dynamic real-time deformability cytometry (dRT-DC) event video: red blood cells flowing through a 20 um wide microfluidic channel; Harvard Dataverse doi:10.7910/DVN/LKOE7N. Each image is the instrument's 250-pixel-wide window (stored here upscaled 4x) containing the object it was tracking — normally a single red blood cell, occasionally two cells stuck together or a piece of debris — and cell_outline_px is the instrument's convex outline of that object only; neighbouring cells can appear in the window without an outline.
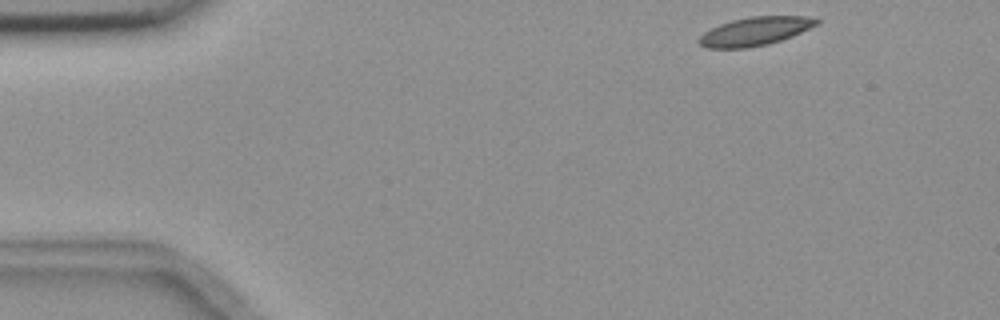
{"species": "common noctule bat (a hibernating species)", "species_latin": "Nyctalus noctula", "temperature_condition": "room temperature", "stored_images_in_passage": 8, "camera_frame_rate_fps": 3000, "um_per_image_px": 0.085, "animal": {"sex": "female", "body_mass_g": 18.4}, "frame": {"image": 1, "passage_image": 1, "time_ms": 0.0, "image_size_px": [1000, 320], "cell_outline_px": [[820, 24], [792, 36], [768, 44], [748, 48], [704, 48], [696, 40], [704, 32], [720, 24], [732, 20], [752, 16], [804, 16], [820, 20]], "centroid_in_image_um": [64.17, 2.66], "position_along_channel_um": 20.8, "area_um2": 19.54}}
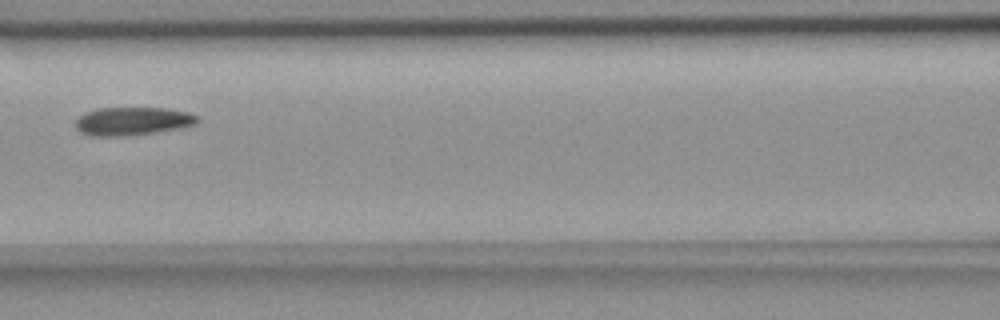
{"frame": {"image": 2, "passage_image": 6, "time_ms": 6.0, "image_size_px": [1000, 320], "cell_outline_px": [[200, 120], [196, 124], [180, 128], [156, 132], [128, 136], [92, 136], [80, 132], [76, 128], [76, 120], [84, 112], [96, 108], [164, 108], [188, 112], [200, 116]], "centroid_in_image_um": [11.28, 10.3], "position_along_channel_um": 155.3, "area_um2": 20.23}}
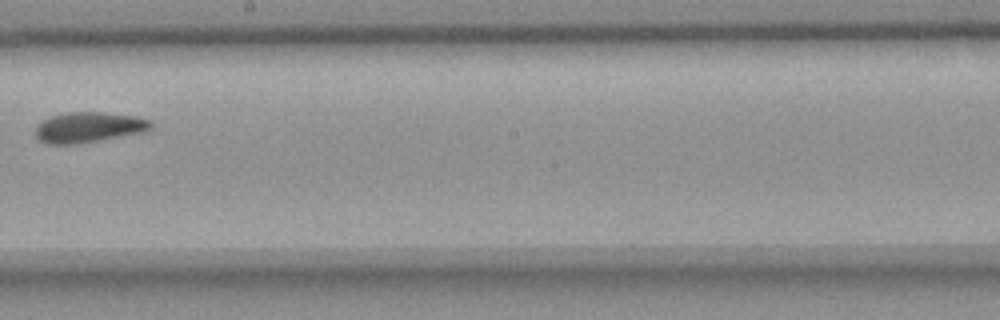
{"frame": {"image": 3, "passage_image": 8, "time_ms": 8.333, "image_size_px": [1000, 320], "cell_outline_px": [[152, 128], [144, 132], [80, 144], [48, 144], [40, 140], [36, 136], [36, 124], [40, 120], [48, 116], [68, 112], [104, 112], [136, 116], [152, 120]], "centroid_in_image_um": [7.53, 10.81], "position_along_channel_um": 240.7, "area_um2": 20.87}}